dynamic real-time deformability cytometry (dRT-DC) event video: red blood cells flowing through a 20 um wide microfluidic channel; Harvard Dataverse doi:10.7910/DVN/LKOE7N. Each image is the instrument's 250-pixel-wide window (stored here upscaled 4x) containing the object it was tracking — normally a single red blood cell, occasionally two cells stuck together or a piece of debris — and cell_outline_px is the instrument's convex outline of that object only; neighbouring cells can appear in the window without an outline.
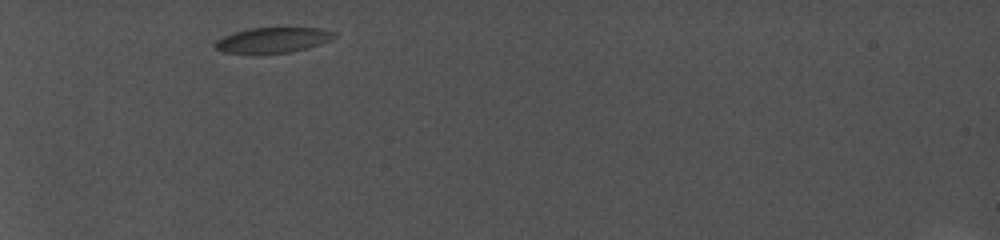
{"species": "common noctule bat (a hibernating species)", "species_latin": "Nyctalus noctula", "temperature_condition": "cold", "stored_images_in_passage": 10, "camera_frame_rate_fps": 5000, "um_per_image_px": 0.085, "animal": {"sex": "female", "body_mass_g": 19.0, "forearm_length_mm": 56.7}, "frame": {"image": 1, "passage_image": 1, "time_ms": 0.0, "image_size_px": [1000, 240], "cell_outline_px": [[332, 36], [300, 48], [280, 52], [232, 52], [216, 48], [216, 40], [224, 36], [236, 32], [252, 28], [320, 28], [332, 32]], "centroid_in_image_um": [23.05, 3.36], "position_along_channel_um": 62.0, "area_um2": 15.78}}
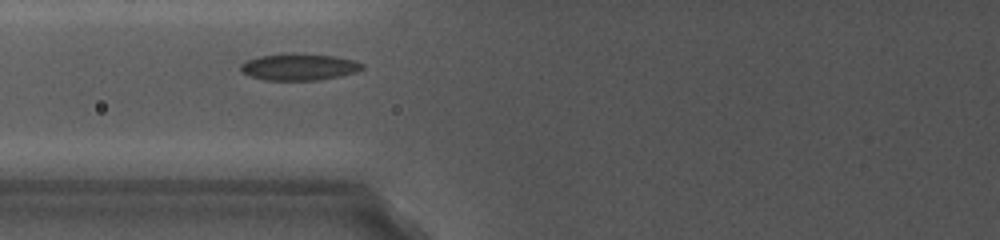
{"frame": {"image": 2, "passage_image": 5, "time_ms": 2.0, "image_size_px": [1000, 240], "cell_outline_px": [[360, 68], [352, 72], [336, 76], [312, 80], [272, 80], [252, 76], [244, 72], [240, 68], [248, 60], [260, 56], [292, 52], [332, 56], [348, 60], [360, 64]], "centroid_in_image_um": [25.33, 5.67], "position_along_channel_um": 100.5, "area_um2": 17.92}}